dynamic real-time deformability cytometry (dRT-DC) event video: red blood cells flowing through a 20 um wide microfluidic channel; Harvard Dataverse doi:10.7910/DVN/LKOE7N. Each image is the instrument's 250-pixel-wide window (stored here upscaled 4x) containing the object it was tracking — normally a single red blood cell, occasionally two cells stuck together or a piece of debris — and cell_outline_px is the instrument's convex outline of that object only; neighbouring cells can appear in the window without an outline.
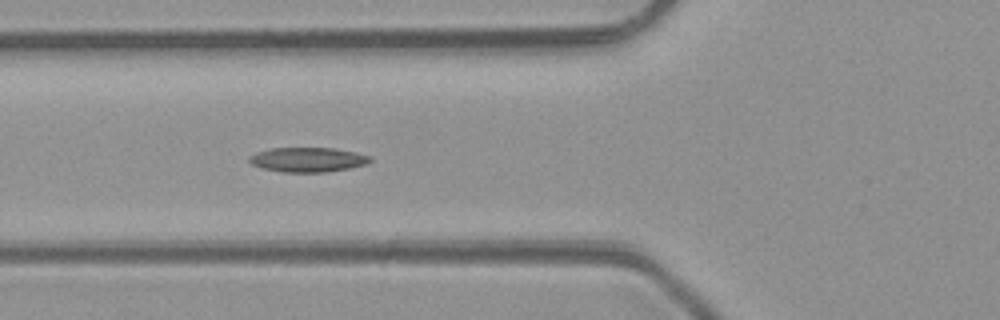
{"species": "common noctule bat (a hibernating species)", "species_latin": "Nyctalus noctula", "temperature_condition": "room temperature", "stored_images_in_passage": 5, "camera_frame_rate_fps": 3000, "um_per_image_px": 0.085, "animal": {"sex": "male", "body_mass_g": 23.1, "forearm_length_mm": 52.7}, "frame": {"image": 1, "passage_image": 5, "time_ms": 4.667, "image_size_px": [1000, 320], "cell_outline_px": [[372, 160], [368, 164], [328, 172], [284, 172], [260, 168], [252, 164], [248, 160], [248, 156], [256, 152], [272, 148], [336, 148], [356, 152], [372, 156]], "centroid_in_image_um": [26.17, 13.57], "position_along_channel_um": 99.6, "area_um2": 17.51}}